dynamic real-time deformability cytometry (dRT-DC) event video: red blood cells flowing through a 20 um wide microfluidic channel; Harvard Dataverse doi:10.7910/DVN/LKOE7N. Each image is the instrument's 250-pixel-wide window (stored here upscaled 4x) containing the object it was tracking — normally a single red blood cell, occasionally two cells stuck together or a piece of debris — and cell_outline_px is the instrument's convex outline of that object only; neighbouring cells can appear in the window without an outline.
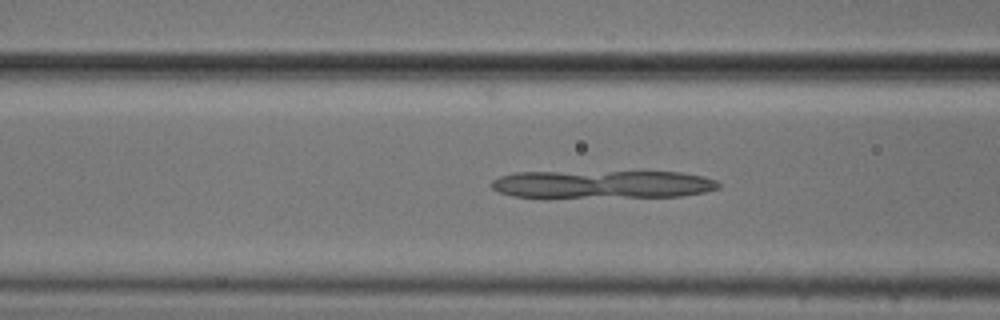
{"species": "common noctule bat (a hibernating species)", "species_latin": "Nyctalus noctula", "temperature_condition": "cold", "stored_images_in_passage": 53, "camera_frame_rate_fps": 3000, "um_per_image_px": 0.085, "animal": {"sex": "male", "body_mass_g": 20.5, "forearm_length_mm": 52.5}, "frame": {"image": 1, "passage_image": 19, "time_ms": 6.0, "image_size_px": [1000, 320], "cell_outline_px": [[720, 188], [704, 192], [680, 196], [512, 196], [500, 192], [492, 188], [492, 180], [500, 176], [516, 172], [680, 172], [704, 176], [716, 180], [720, 184]], "centroid_in_image_um": [51.26, 15.64], "position_along_channel_um": 115.3, "area_um2": 36.24}}
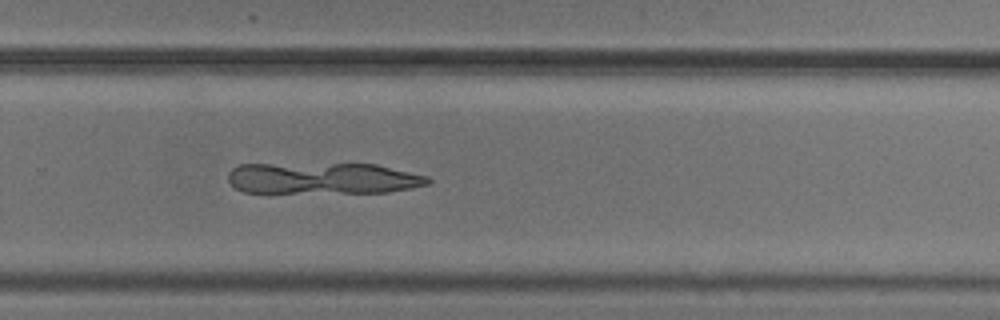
{"frame": {"image": 2, "passage_image": 34, "time_ms": 11.0, "image_size_px": [1000, 320], "cell_outline_px": [[432, 180], [428, 184], [412, 188], [388, 192], [244, 192], [236, 188], [228, 180], [228, 172], [232, 168], [240, 164], [376, 164], [428, 176]], "centroid_in_image_um": [27.45, 15.15], "position_along_channel_um": 302.3, "area_um2": 36.41}}